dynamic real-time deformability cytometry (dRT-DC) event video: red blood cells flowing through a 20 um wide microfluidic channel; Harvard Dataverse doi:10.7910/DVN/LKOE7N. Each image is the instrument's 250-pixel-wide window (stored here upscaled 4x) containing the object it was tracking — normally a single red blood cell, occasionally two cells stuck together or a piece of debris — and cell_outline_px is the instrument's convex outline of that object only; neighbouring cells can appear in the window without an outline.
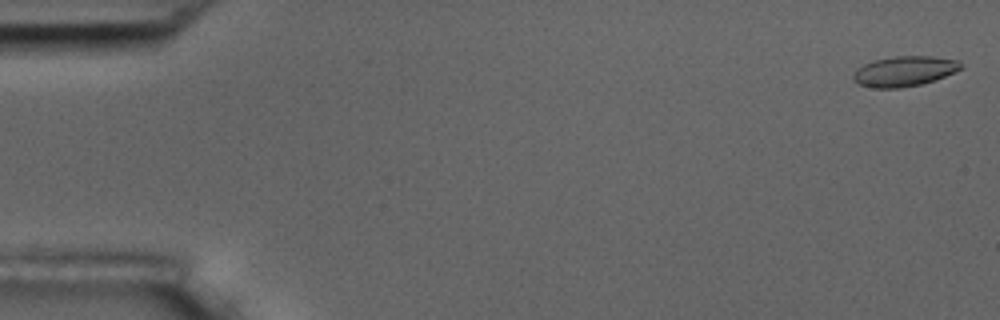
{"species": "common noctule bat (a hibernating species)", "species_latin": "Nyctalus noctula", "temperature_condition": "room temperature", "stored_images_in_passage": 56, "camera_frame_rate_fps": 3000, "um_per_image_px": 0.085, "animal": {"sex": "male", "body_mass_g": 17.5, "forearm_length_mm": 52.3}, "frame": {"image": 1, "passage_image": 1, "time_ms": 0.0, "image_size_px": [1000, 320], "cell_outline_px": [[964, 68], [936, 80], [920, 84], [900, 88], [876, 88], [860, 84], [852, 80], [852, 76], [856, 68], [872, 60], [896, 56], [932, 56], [960, 60], [964, 64]], "centroid_in_image_um": [76.9, 6.04], "position_along_channel_um": 8.1, "area_um2": 19.19}}
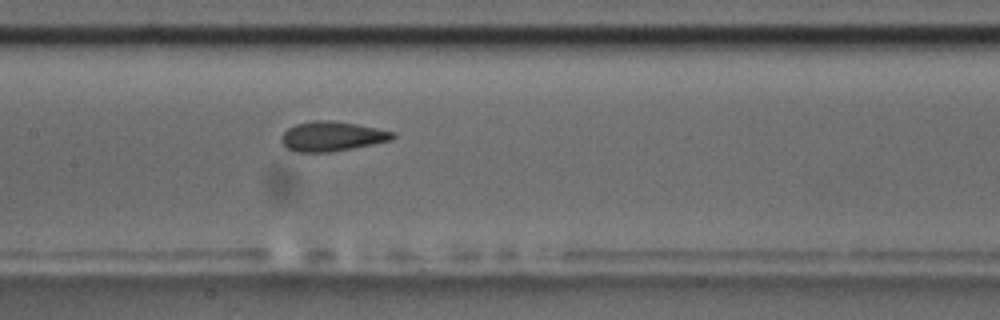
{"frame": {"image": 2, "passage_image": 27, "time_ms": 8.667, "image_size_px": [1000, 320], "cell_outline_px": [[396, 136], [392, 140], [332, 152], [292, 152], [284, 148], [280, 140], [280, 136], [288, 128], [296, 124], [312, 120], [332, 120], [356, 124], [396, 132]], "centroid_in_image_um": [28.17, 11.59], "position_along_channel_um": 179.2, "area_um2": 19.54}}
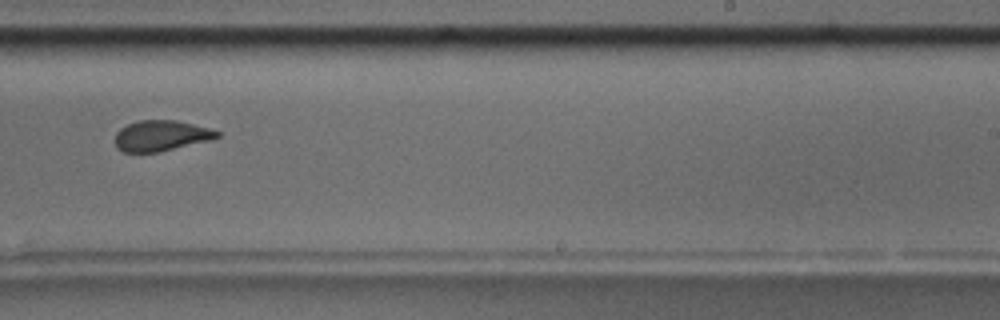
{"frame": {"image": 3, "passage_image": 35, "time_ms": 11.333, "image_size_px": [1000, 320], "cell_outline_px": [[220, 136], [208, 140], [156, 152], [124, 152], [116, 148], [116, 132], [120, 128], [128, 124], [140, 120], [176, 120], [208, 128], [220, 132]], "centroid_in_image_um": [13.65, 11.52], "position_along_channel_um": 275.4, "area_um2": 17.86}, "authors_computed_cell_mechanics": {"area_um2": 19.1896, "velocity_mm_per_s": 3.6169, "shape_relaxation_time_tau1_ms": 4.1623, "shape_relaxation_time_tau2_ms": 1.2204, "deformation_change_tau1": 0.1542, "deformation_change_tau2": 0.0784}}